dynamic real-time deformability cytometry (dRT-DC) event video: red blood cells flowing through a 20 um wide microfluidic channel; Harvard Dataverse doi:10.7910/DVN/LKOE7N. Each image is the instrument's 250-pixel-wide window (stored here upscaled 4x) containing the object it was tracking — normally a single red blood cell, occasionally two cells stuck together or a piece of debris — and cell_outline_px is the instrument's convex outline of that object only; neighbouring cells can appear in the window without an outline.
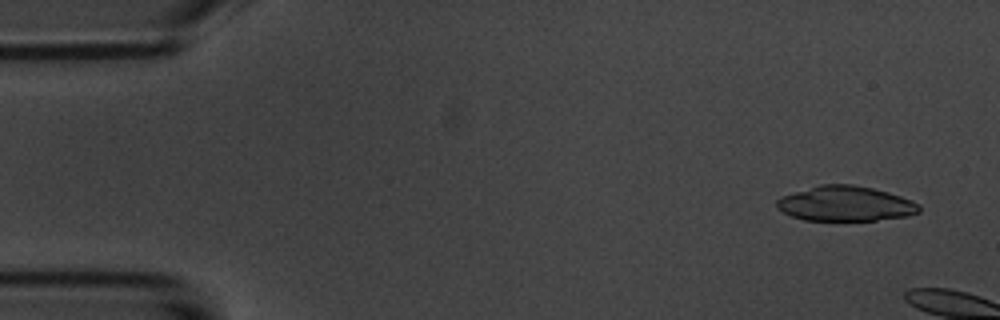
{"species": "common noctule bat (a hibernating species)", "species_latin": "Nyctalus noctula", "temperature_condition": "room temperature", "stored_images_in_passage": 2, "camera_frame_rate_fps": 3000, "um_per_image_px": 0.085, "animal": {"sex": "male", "body_mass_g": 20.1, "forearm_length_mm": 53.5}, "frame": {"image": 1, "passage_image": 1, "time_ms": 0.0, "image_size_px": [1000, 320], "cell_outline_px": [[920, 212], [908, 216], [876, 220], [804, 220], [792, 216], [776, 208], [776, 200], [780, 196], [820, 184], [852, 184], [872, 188], [888, 192], [912, 200], [920, 204]], "centroid_in_image_um": [71.86, 17.31], "position_along_channel_um": 13.1, "area_um2": 29.13}}